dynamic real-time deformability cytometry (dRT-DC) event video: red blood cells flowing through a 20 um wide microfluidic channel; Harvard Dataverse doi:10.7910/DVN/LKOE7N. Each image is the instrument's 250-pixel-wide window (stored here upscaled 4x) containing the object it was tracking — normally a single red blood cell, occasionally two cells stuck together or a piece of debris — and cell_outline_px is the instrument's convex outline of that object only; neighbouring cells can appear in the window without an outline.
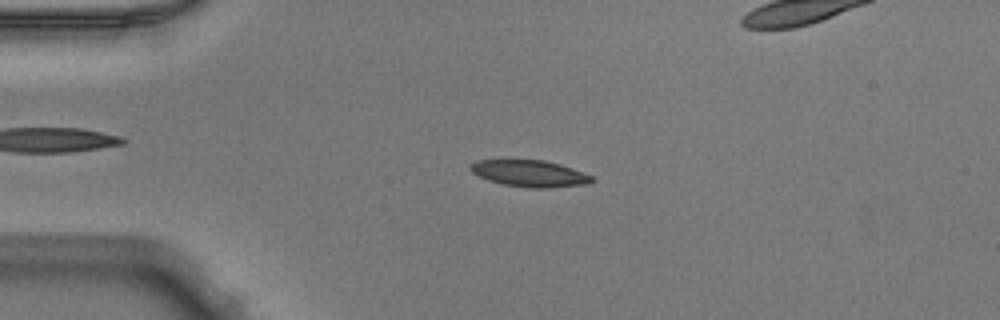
{"species": "Egyptian fruit bat (a non-hibernating species)", "species_latin": "Rousettus aegyptiacus", "temperature_condition": "warm", "stored_images_in_passage": 51, "camera_frame_rate_fps": 3000, "um_per_image_px": 0.085, "animal": {"sex": "male"}, "frame": {"image": 1, "passage_image": 12, "time_ms": 3.667, "image_size_px": [1000, 320], "cell_outline_px": [[596, 180], [588, 184], [548, 188], [532, 188], [504, 184], [488, 180], [472, 172], [468, 168], [476, 160], [544, 160], [560, 164], [572, 168], [592, 176]], "centroid_in_image_um": [45.05, 14.75], "position_along_channel_um": 39.9, "area_um2": 18.73}}
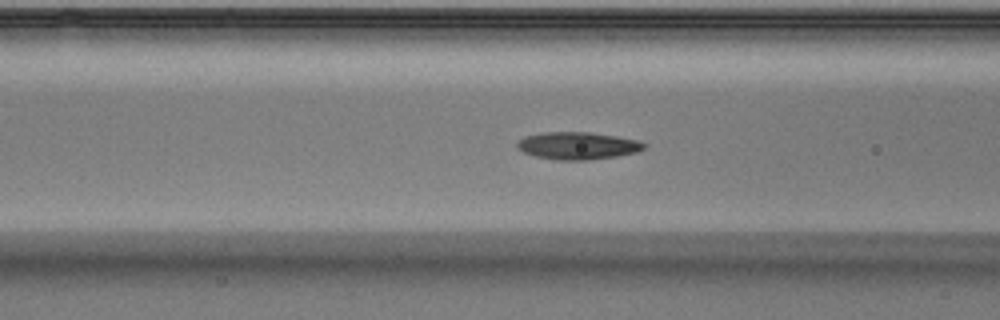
{"frame": {"image": 2, "passage_image": 20, "time_ms": 6.333, "image_size_px": [1000, 320], "cell_outline_px": [[648, 144], [644, 148], [636, 152], [616, 156], [588, 160], [556, 160], [536, 156], [524, 152], [516, 148], [516, 144], [524, 136], [544, 132], [588, 132], [616, 136], [636, 140]], "centroid_in_image_um": [49.08, 12.38], "position_along_channel_um": 117.5, "area_um2": 20.17}}
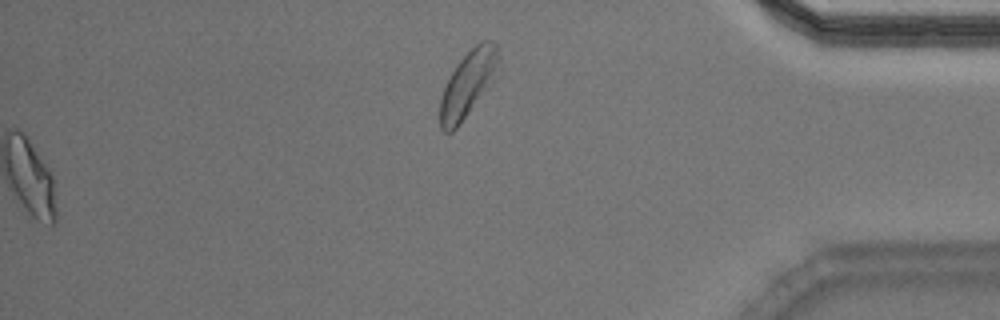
{"frame": {"image": 3, "passage_image": 51, "time_ms": 16.667, "image_size_px": [1000, 320], "cell_outline_px": [[500, 60], [496, 76], [460, 124], [452, 132], [444, 132], [440, 128], [440, 100], [444, 88], [452, 72], [460, 60], [480, 40], [496, 40], [500, 52]], "centroid_in_image_um": [39.82, 7.08], "position_along_channel_um": 395.4, "area_um2": 22.43}, "authors_computed_cell_mechanics": {"area_um2": 19.5364, "velocity_mm_per_s": 4.0086, "shape_relaxation_time_tau1_ms": 10.3476, "shape_relaxation_time_tau2_ms": 2.8389, "deformation_change_tau1": 0.2592, "deformation_change_tau2": 0.093}}